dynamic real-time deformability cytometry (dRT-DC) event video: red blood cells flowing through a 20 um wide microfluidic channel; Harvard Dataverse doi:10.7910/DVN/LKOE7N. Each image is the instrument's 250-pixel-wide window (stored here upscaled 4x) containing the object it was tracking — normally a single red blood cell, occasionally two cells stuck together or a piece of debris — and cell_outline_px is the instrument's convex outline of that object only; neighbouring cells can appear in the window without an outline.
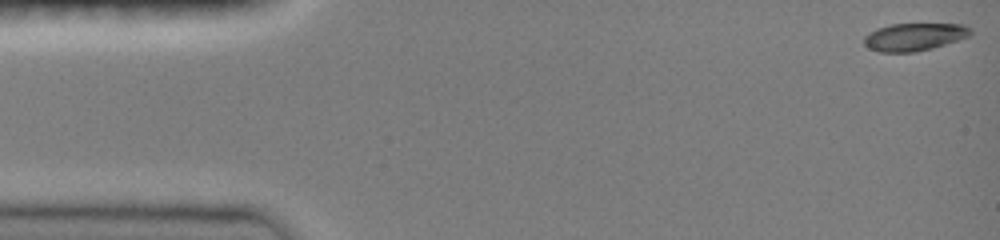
{"species": "common noctule bat (a hibernating species)", "species_latin": "Nyctalus noctula", "temperature_condition": "room temperature", "stored_images_in_passage": 45, "camera_frame_rate_fps": 3000, "um_per_image_px": 0.085, "animal": {"sex": "female", "body_mass_g": 19.0, "forearm_length_mm": 51.5}, "frame": {"image": 1, "passage_image": 1, "time_ms": 0.0, "image_size_px": [1000, 240], "cell_outline_px": [[972, 32], [968, 36], [932, 48], [916, 52], [880, 52], [868, 48], [864, 44], [864, 36], [868, 32], [876, 28], [892, 24], [964, 24], [972, 28]], "centroid_in_image_um": [77.68, 3.13], "position_along_channel_um": 7.3, "area_um2": 17.17}}
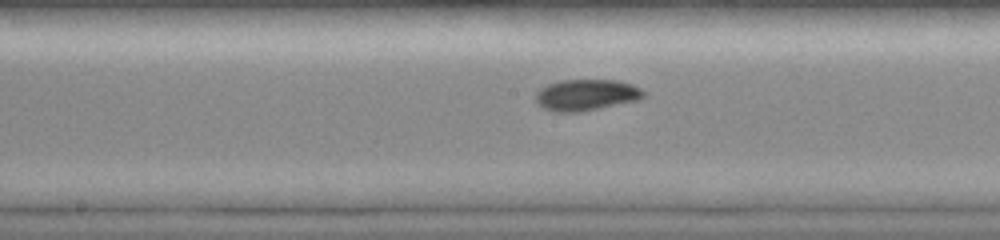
{"frame": {"image": 2, "passage_image": 24, "time_ms": 7.667, "image_size_px": [1000, 240], "cell_outline_px": [[644, 96], [636, 100], [580, 112], [556, 112], [544, 108], [536, 100], [536, 92], [540, 88], [548, 84], [560, 80], [620, 80], [632, 84], [640, 88], [644, 92]], "centroid_in_image_um": [49.82, 8.06], "position_along_channel_um": 198.4, "area_um2": 19.48}}
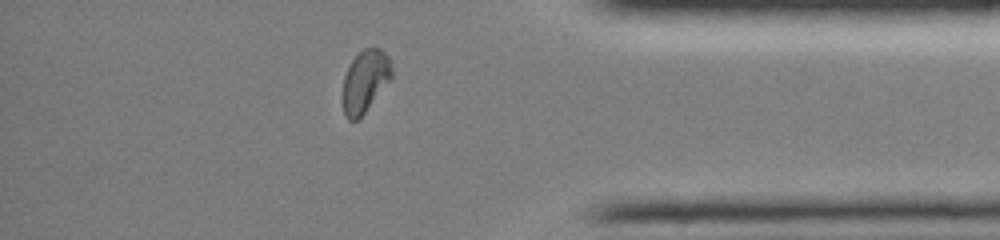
{"frame": {"image": 3, "passage_image": 40, "time_ms": 13.0, "image_size_px": [1000, 240], "cell_outline_px": [[392, 80], [364, 112], [356, 120], [348, 120], [344, 112], [344, 76], [352, 60], [364, 48], [380, 48], [388, 56], [392, 68]], "centroid_in_image_um": [31.07, 6.88], "position_along_channel_um": 404.1, "area_um2": 17.46}, "authors_computed_cell_mechanics": {"area_um2": 18.4382, "velocity_mm_per_s": 4.0814, "shape_relaxation_time_tau1_ms": 3.8103, "shape_relaxation_time_tau2_ms": null, "deformation_change_tau1": 0.1277, "deformation_change_tau2": null}}